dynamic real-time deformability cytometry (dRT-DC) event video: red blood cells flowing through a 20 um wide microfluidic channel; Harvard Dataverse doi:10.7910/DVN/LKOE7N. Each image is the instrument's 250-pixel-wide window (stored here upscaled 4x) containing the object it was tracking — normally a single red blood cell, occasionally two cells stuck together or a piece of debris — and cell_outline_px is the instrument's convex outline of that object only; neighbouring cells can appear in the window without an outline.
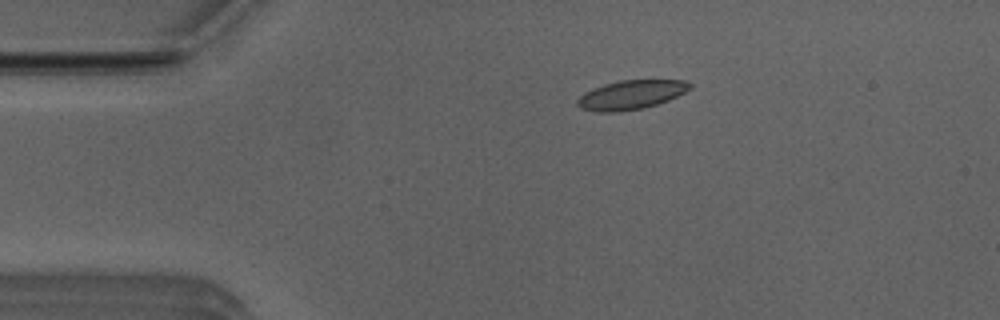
{"species": "Egyptian fruit bat (a non-hibernating species)", "species_latin": "Rousettus aegyptiacus", "temperature_condition": "room temperature", "stored_images_in_passage": 52, "camera_frame_rate_fps": 3000, "um_per_image_px": 0.085, "animal": {"sex": "male"}, "frame": {"image": 1, "passage_image": 10, "time_ms": 3.0, "image_size_px": [1000, 320], "cell_outline_px": [[692, 88], [668, 100], [644, 108], [620, 112], [596, 112], [580, 108], [576, 104], [576, 100], [584, 92], [592, 88], [604, 84], [620, 80], [684, 80], [692, 84]], "centroid_in_image_um": [53.6, 8.06], "position_along_channel_um": 31.4, "area_um2": 19.19}}
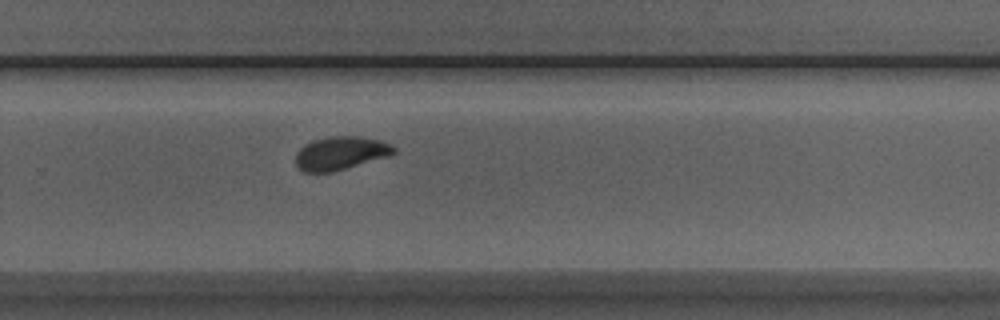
{"frame": {"image": 2, "passage_image": 34, "time_ms": 11.0, "image_size_px": [1000, 320], "cell_outline_px": [[396, 152], [388, 156], [332, 172], [304, 172], [296, 164], [296, 152], [304, 144], [312, 140], [332, 136], [356, 136], [380, 140], [396, 148]], "centroid_in_image_um": [28.92, 13.01], "position_along_channel_um": 300.9, "area_um2": 18.9}}
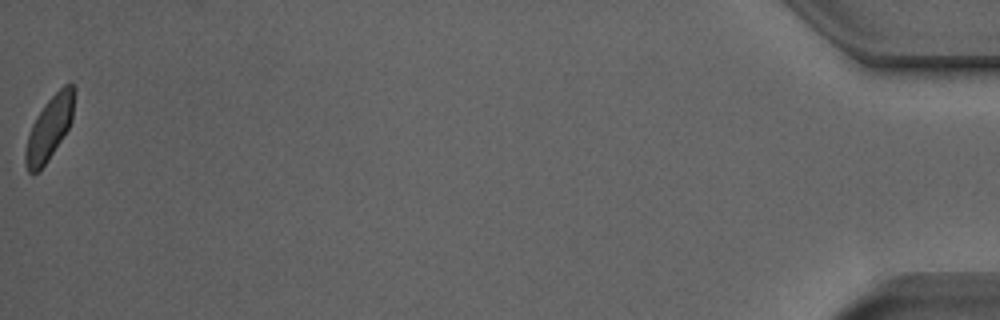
{"frame": {"image": 3, "passage_image": 52, "time_ms": 17.0, "image_size_px": [1000, 320], "cell_outline_px": [[76, 92], [72, 120], [68, 128], [48, 160], [40, 172], [32, 176], [28, 172], [24, 164], [24, 152], [28, 132], [36, 116], [48, 100], [64, 84], [72, 84], [76, 88]], "centroid_in_image_um": [4.18, 10.92], "position_along_channel_um": 431.0, "area_um2": 18.38}, "authors_computed_cell_mechanics": {"area_um2": 18.9006, "velocity_mm_per_s": 3.94, "shape_relaxation_time_tau1_ms": 3.6863, "shape_relaxation_time_tau2_ms": 1.276, "deformation_change_tau1": 0.1119, "deformation_change_tau2": 0.0556}}